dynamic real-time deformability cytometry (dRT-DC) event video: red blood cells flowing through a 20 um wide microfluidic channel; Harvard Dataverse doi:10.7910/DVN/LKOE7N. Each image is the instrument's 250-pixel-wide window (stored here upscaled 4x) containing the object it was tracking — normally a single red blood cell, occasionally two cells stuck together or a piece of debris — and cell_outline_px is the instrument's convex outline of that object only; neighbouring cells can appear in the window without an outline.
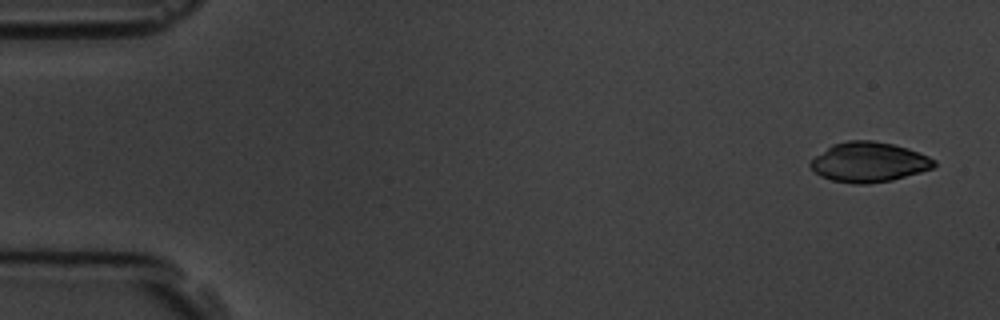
{"species": "common noctule bat (a hibernating species)", "species_latin": "Nyctalus noctula", "temperature_condition": "room temperature", "stored_images_in_passage": 5, "camera_frame_rate_fps": 3000, "um_per_image_px": 0.085, "animal": {"sex": "male", "body_mass_g": 19.5, "forearm_length_mm": 54.6}, "frame": {"image": 1, "passage_image": 1, "time_ms": 0.0, "image_size_px": [1000, 320], "cell_outline_px": [[936, 164], [932, 168], [920, 172], [892, 180], [868, 184], [852, 184], [832, 180], [820, 176], [808, 164], [816, 156], [832, 144], [848, 140], [872, 140], [892, 144], [908, 148], [928, 156], [936, 160]], "centroid_in_image_um": [73.86, 13.78], "position_along_channel_um": 11.1, "area_um2": 28.67}}
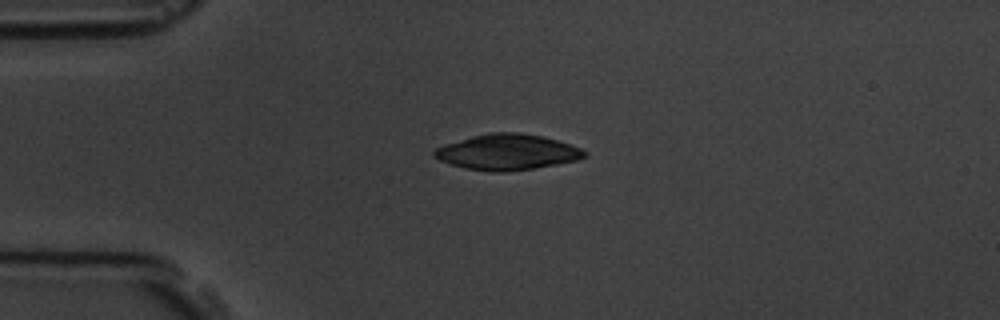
{"frame": {"image": 2, "passage_image": 4, "time_ms": 3.667, "image_size_px": [1000, 320], "cell_outline_px": [[588, 156], [576, 160], [556, 164], [532, 168], [504, 172], [492, 172], [464, 168], [440, 160], [432, 152], [436, 148], [444, 144], [472, 136], [488, 132], [520, 132], [544, 136], [572, 144], [588, 152]], "centroid_in_image_um": [43.15, 12.91], "position_along_channel_um": 41.9, "area_um2": 31.27}}